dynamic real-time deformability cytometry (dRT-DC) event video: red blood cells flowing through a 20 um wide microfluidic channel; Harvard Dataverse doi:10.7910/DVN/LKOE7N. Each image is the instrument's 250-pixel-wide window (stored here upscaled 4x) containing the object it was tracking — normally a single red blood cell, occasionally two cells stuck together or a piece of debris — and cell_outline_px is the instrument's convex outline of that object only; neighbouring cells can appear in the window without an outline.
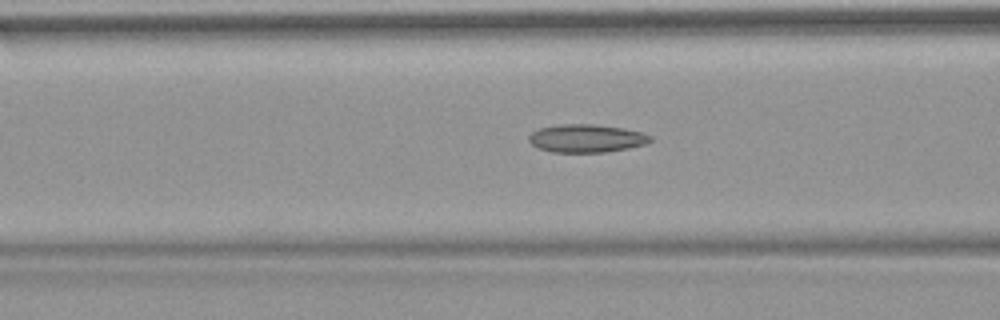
{"species": "common noctule bat (a hibernating species)", "species_latin": "Nyctalus noctula", "temperature_condition": "warm", "stored_images_in_passage": 36, "camera_frame_rate_fps": 3000, "um_per_image_px": 0.085, "animal": {"sex": "female", "body_mass_g": 18.4}, "frame": {"image": 1, "passage_image": 4, "time_ms": 1.0, "image_size_px": [1000, 320], "cell_outline_px": [[652, 140], [644, 144], [628, 148], [604, 152], [552, 152], [540, 148], [532, 144], [528, 140], [528, 136], [532, 132], [540, 128], [560, 124], [592, 124], [624, 128], [640, 132], [652, 136]], "centroid_in_image_um": [49.84, 11.75], "position_along_channel_um": 116.8, "area_um2": 19.71}}
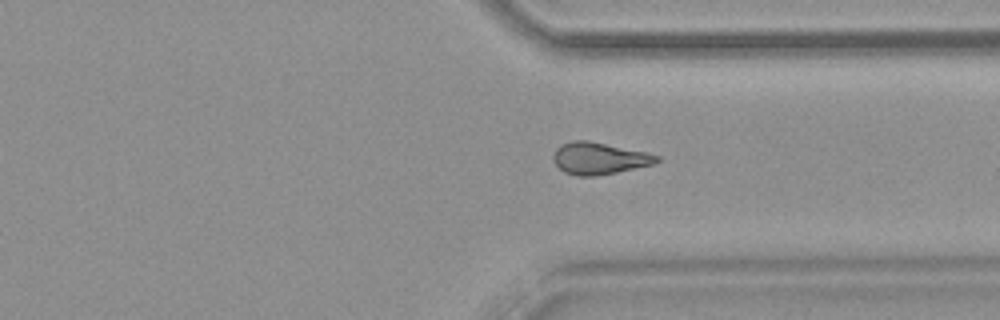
{"frame": {"image": 2, "passage_image": 23, "time_ms": 7.333, "image_size_px": [1000, 320], "cell_outline_px": [[660, 160], [652, 164], [616, 172], [596, 176], [576, 176], [564, 172], [552, 160], [552, 156], [556, 148], [572, 140], [588, 140], [648, 152], [660, 156]], "centroid_in_image_um": [50.92, 13.45], "position_along_channel_um": 360.5, "area_um2": 19.25}}
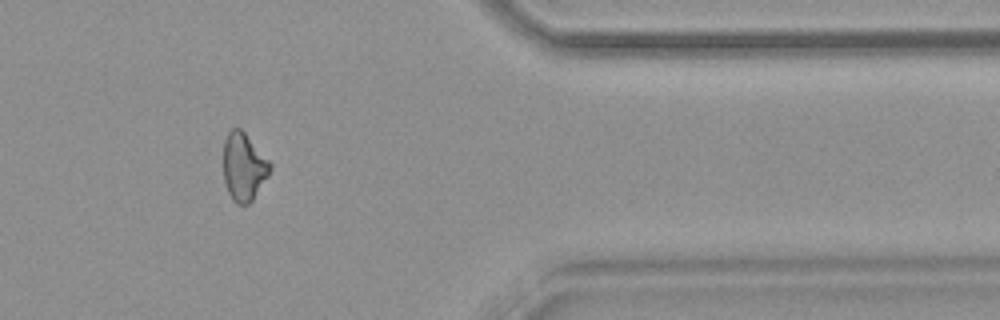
{"frame": {"image": 3, "passage_image": 27, "time_ms": 8.667, "image_size_px": [1000, 320], "cell_outline_px": [[272, 168], [268, 176], [252, 200], [248, 204], [236, 204], [232, 200], [228, 192], [224, 180], [224, 140], [228, 132], [232, 128], [240, 128], [244, 132], [272, 164]], "centroid_in_image_um": [20.71, 14.19], "position_along_channel_um": 390.7, "area_um2": 18.32}}